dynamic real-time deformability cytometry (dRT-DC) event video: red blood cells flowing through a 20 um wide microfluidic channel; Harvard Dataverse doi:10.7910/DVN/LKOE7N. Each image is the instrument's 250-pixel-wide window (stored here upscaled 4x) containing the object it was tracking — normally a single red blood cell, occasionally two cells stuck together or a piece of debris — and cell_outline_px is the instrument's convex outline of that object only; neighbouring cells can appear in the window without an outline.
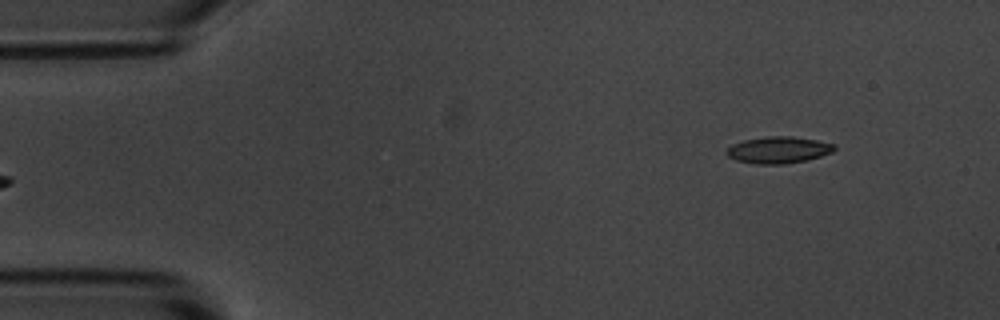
{"species": "common noctule bat (a hibernating species)", "species_latin": "Nyctalus noctula", "temperature_condition": "room temperature", "stored_images_in_passage": 2, "camera_frame_rate_fps": 3000, "um_per_image_px": 0.085, "animal": {"sex": "male", "body_mass_g": 20.1, "forearm_length_mm": 53.5}, "frame": {"image": 1, "passage_image": 2, "time_ms": 2.0, "image_size_px": [1000, 320], "cell_outline_px": [[836, 148], [832, 152], [820, 156], [804, 160], [784, 164], [756, 164], [736, 160], [728, 156], [724, 152], [732, 144], [744, 140], [768, 136], [792, 136], [816, 140], [836, 144]], "centroid_in_image_um": [66.15, 12.74], "position_along_channel_um": 18.8, "area_um2": 16.7}}